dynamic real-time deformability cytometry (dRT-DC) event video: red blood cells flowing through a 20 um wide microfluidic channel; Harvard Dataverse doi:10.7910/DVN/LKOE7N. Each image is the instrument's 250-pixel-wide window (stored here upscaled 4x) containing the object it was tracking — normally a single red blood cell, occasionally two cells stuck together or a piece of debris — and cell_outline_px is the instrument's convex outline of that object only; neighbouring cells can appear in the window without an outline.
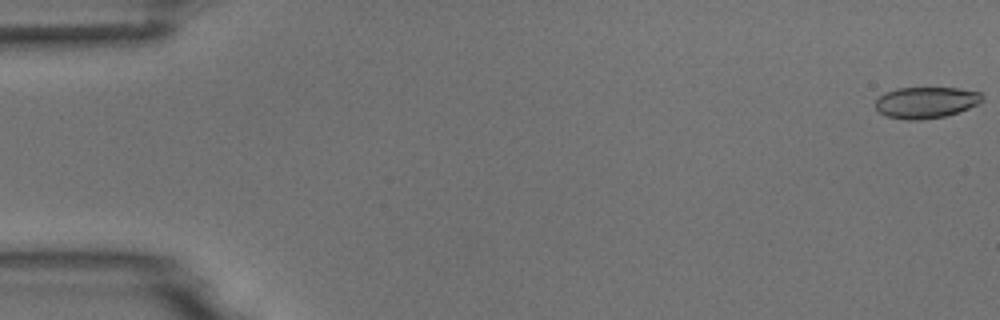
{"species": "common noctule bat (a hibernating species)", "species_latin": "Nyctalus noctula", "temperature_condition": "room temperature", "stored_images_in_passage": 6, "camera_frame_rate_fps": 3000, "um_per_image_px": 0.085, "animal": {"sex": "male", "body_mass_g": 18.8}, "frame": {"image": 1, "passage_image": 1, "time_ms": 0.0, "image_size_px": [1000, 320], "cell_outline_px": [[984, 100], [960, 112], [944, 116], [920, 120], [908, 120], [888, 116], [880, 112], [876, 108], [876, 100], [884, 92], [896, 88], [960, 88], [980, 92], [984, 96]], "centroid_in_image_um": [78.73, 8.7], "position_along_channel_um": 6.3, "area_um2": 19.48}}
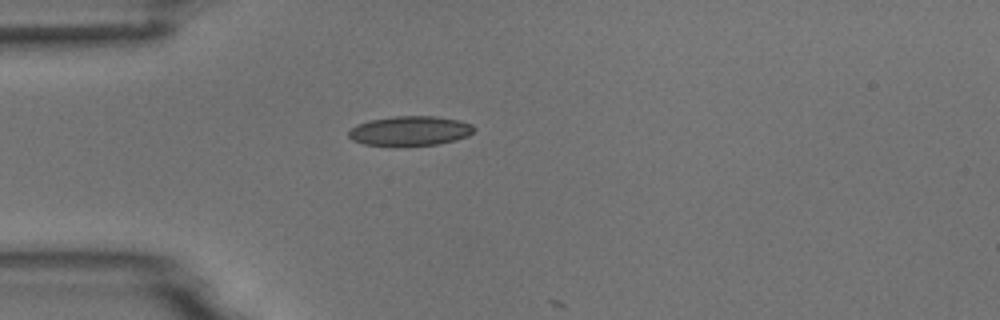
{"frame": {"image": 2, "passage_image": 5, "time_ms": 4.667, "image_size_px": [1000, 320], "cell_outline_px": [[476, 128], [468, 136], [456, 140], [436, 144], [400, 148], [392, 148], [364, 144], [352, 140], [348, 136], [348, 132], [352, 128], [360, 124], [372, 120], [396, 116], [436, 116], [460, 120], [472, 124]], "centroid_in_image_um": [34.86, 11.16], "position_along_channel_um": 50.1, "area_um2": 22.2}}